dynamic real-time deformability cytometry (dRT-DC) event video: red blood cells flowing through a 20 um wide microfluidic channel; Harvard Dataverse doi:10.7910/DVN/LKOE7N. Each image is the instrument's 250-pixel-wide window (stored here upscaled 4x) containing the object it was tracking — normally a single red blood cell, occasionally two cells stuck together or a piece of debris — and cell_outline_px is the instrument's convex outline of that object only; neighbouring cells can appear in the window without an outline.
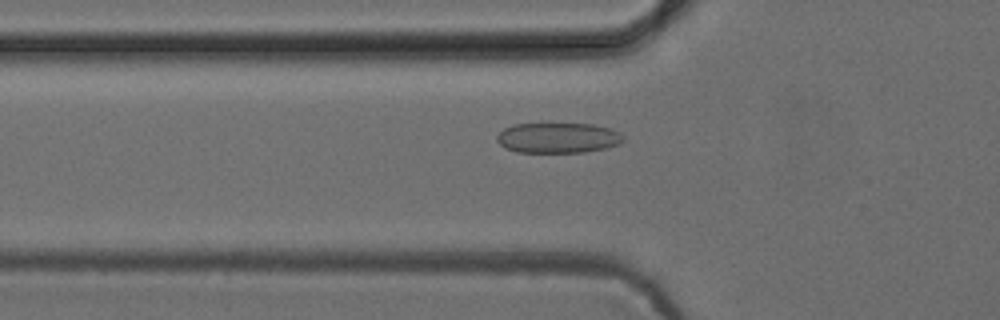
{"species": "common noctule bat (a hibernating species)", "species_latin": "Nyctalus noctula", "temperature_condition": "cold", "stored_images_in_passage": 41, "camera_frame_rate_fps": 3000, "um_per_image_px": 0.085, "animal": {"sex": "female", "body_mass_g": 24.6, "forearm_length_mm": 56.2}, "frame": {"image": 1, "passage_image": 6, "time_ms": 1.667, "image_size_px": [1000, 320], "cell_outline_px": [[624, 140], [620, 144], [604, 148], [584, 152], [516, 152], [504, 148], [496, 140], [496, 136], [504, 128], [512, 124], [592, 124], [608, 128], [620, 132], [624, 136]], "centroid_in_image_um": [47.41, 11.72], "position_along_channel_um": 78.4, "area_um2": 22.37}}
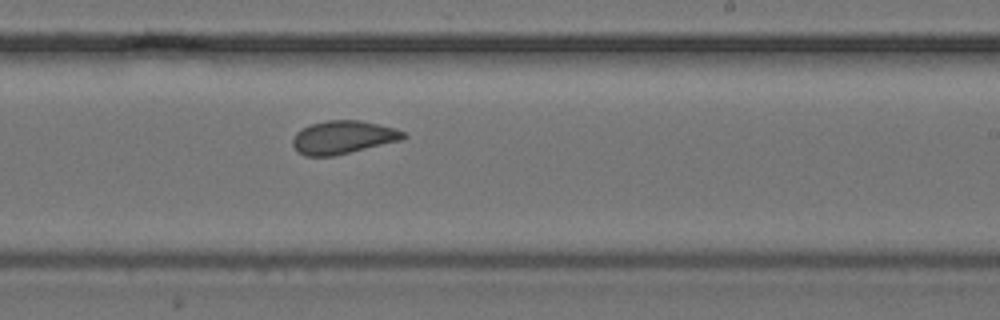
{"frame": {"image": 2, "passage_image": 20, "time_ms": 6.333, "image_size_px": [1000, 320], "cell_outline_px": [[408, 136], [400, 140], [332, 156], [304, 156], [296, 152], [292, 144], [292, 140], [296, 132], [300, 128], [312, 124], [328, 120], [360, 120], [380, 124], [396, 128], [404, 132]], "centroid_in_image_um": [29.12, 11.66], "position_along_channel_um": 259.9, "area_um2": 21.39}}
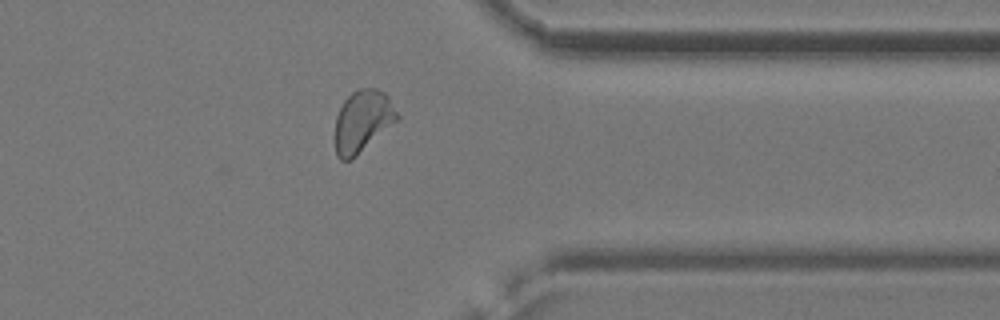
{"frame": {"image": 3, "passage_image": 30, "time_ms": 9.667, "image_size_px": [1000, 320], "cell_outline_px": [[400, 120], [352, 160], [340, 160], [336, 156], [336, 116], [344, 100], [356, 88], [376, 88], [384, 92], [388, 96], [400, 116]], "centroid_in_image_um": [30.86, 10.31], "position_along_channel_um": 380.5, "area_um2": 22.77}}